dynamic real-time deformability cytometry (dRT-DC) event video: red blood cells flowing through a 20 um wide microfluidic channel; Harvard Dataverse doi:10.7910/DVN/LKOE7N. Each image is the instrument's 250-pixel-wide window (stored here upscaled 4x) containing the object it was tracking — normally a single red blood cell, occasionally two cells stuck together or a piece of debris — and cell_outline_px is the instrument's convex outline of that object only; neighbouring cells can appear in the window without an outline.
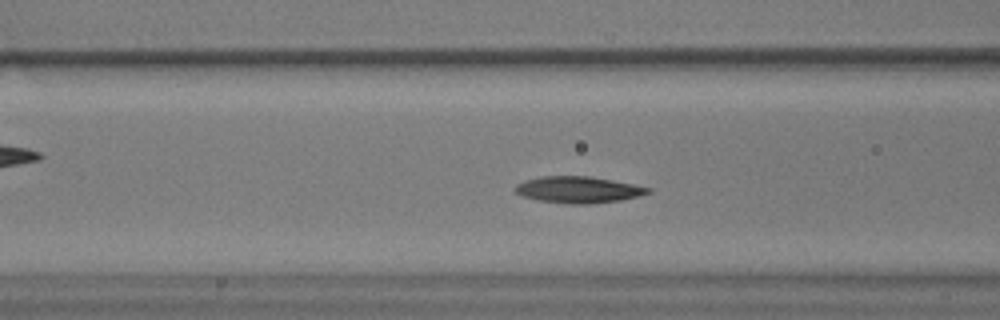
{"species": "common noctule bat (a hibernating species)", "species_latin": "Nyctalus noctula", "temperature_condition": "warm", "stored_images_in_passage": 55, "camera_frame_rate_fps": 3000, "um_per_image_px": 0.085, "animal": {"sex": "male", "body_mass_g": 17.9}, "frame": {"image": 1, "passage_image": 19, "time_ms": 6.0, "image_size_px": [1000, 320], "cell_outline_px": [[652, 192], [640, 196], [620, 200], [592, 204], [568, 204], [536, 200], [520, 196], [512, 188], [516, 184], [540, 176], [588, 176], [612, 180], [652, 188]], "centroid_in_image_um": [49.14, 16.13], "position_along_channel_um": 117.5, "area_um2": 20.69}}
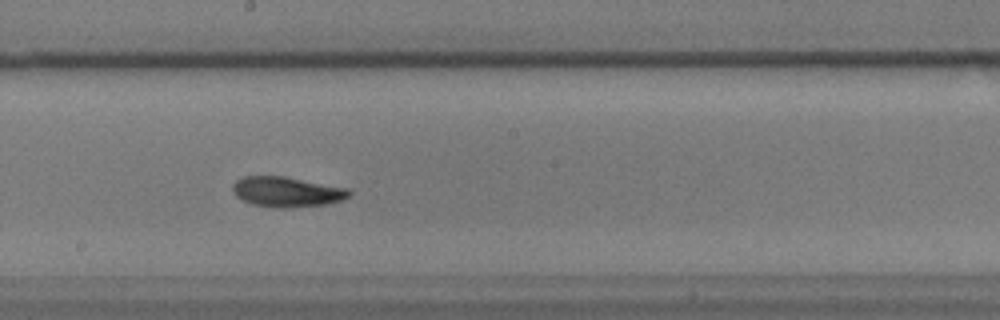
{"frame": {"image": 2, "passage_image": 28, "time_ms": 9.0, "image_size_px": [1000, 320], "cell_outline_px": [[352, 192], [348, 196], [340, 200], [324, 204], [288, 208], [276, 208], [252, 204], [236, 196], [232, 192], [232, 184], [236, 180], [244, 176], [284, 176], [348, 188]], "centroid_in_image_um": [24.34, 16.3], "position_along_channel_um": 223.9, "area_um2": 20.4}}
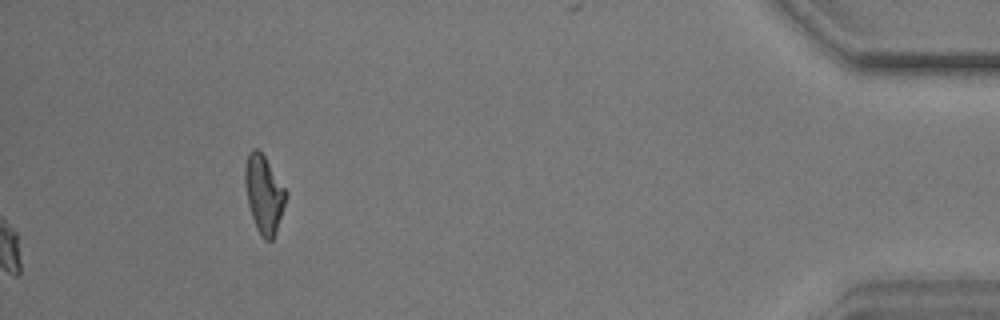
{"frame": {"image": 3, "passage_image": 55, "time_ms": 18.0, "image_size_px": [1000, 320], "cell_outline_px": [[288, 196], [276, 232], [272, 240], [264, 240], [260, 236], [256, 228], [248, 204], [244, 184], [244, 168], [248, 152], [252, 148], [256, 148], [264, 156], [288, 192]], "centroid_in_image_um": [22.43, 16.5], "position_along_channel_um": 412.8, "area_um2": 18.73}, "authors_computed_cell_mechanics": {"area_um2": 19.8254, "velocity_mm_per_s": 3.552, "shape_relaxation_time_tau1_ms": 3.0121, "shape_relaxation_time_tau2_ms": 5.3715, "deformation_change_tau1": 0.1274, "deformation_change_tau2": 0.0856}}